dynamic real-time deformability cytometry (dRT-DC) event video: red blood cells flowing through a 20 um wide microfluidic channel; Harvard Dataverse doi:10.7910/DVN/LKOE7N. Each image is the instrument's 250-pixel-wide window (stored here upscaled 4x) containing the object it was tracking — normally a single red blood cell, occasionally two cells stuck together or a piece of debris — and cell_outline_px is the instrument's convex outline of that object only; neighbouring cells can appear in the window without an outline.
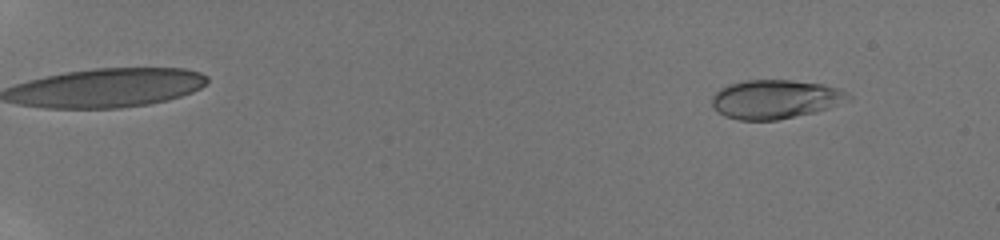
{"species": "human", "species_latin": "Homo sapiens", "temperature_condition": "room temperature", "stored_images_in_passage": 13, "camera_frame_rate_fps": 3000, "um_per_image_px": 0.085, "donor": {"sex": "male"}, "frame": {"image": 1, "passage_image": 4, "time_ms": 1.333, "image_size_px": [1000, 240], "cell_outline_px": [[852, 100], [828, 108], [812, 112], [776, 120], [740, 120], [724, 116], [712, 104], [712, 96], [720, 88], [728, 84], [744, 80], [792, 80], [820, 84], [840, 88], [848, 92], [852, 96]], "centroid_in_image_um": [65.92, 8.42], "position_along_channel_um": 19.1, "area_um2": 30.87}}
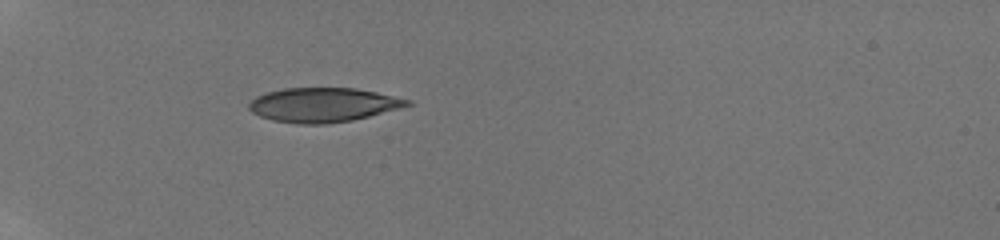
{"frame": {"image": 2, "passage_image": 12, "time_ms": 6.0, "image_size_px": [1000, 240], "cell_outline_px": [[412, 104], [400, 108], [352, 120], [328, 124], [296, 124], [272, 120], [260, 116], [252, 112], [248, 108], [248, 104], [256, 96], [268, 92], [284, 88], [356, 88], [376, 92], [412, 100]], "centroid_in_image_um": [27.46, 8.92], "position_along_channel_um": 57.5, "area_um2": 31.62}}